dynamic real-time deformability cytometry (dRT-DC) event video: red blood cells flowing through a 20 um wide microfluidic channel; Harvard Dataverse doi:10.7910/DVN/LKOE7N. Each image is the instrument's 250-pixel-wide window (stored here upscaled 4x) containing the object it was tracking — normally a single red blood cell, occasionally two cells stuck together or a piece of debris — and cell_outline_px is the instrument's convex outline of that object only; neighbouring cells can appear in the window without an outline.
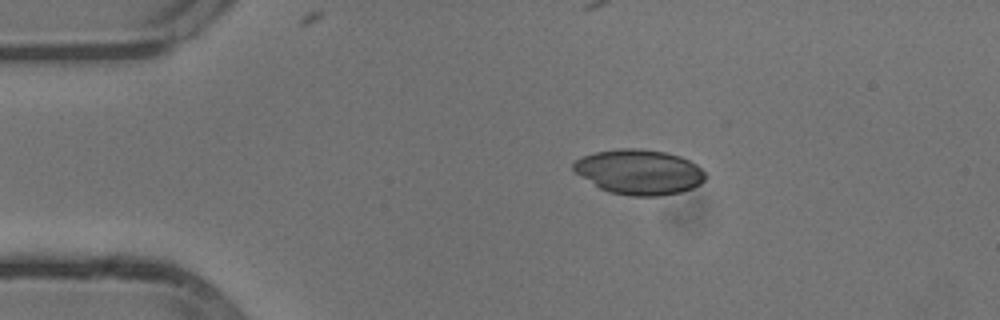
{"species": "common noctule bat (a hibernating species)", "species_latin": "Nyctalus noctula", "temperature_condition": "cold", "stored_images_in_passage": 9, "camera_frame_rate_fps": 3000, "um_per_image_px": 0.085, "animal": {"sex": "male", "body_mass_g": 13.3}, "frame": {"image": 1, "passage_image": 1, "time_ms": 0.0, "image_size_px": [1000, 320], "cell_outline_px": [[708, 176], [700, 184], [692, 188], [680, 192], [660, 196], [632, 196], [608, 192], [600, 188], [576, 172], [572, 168], [572, 164], [576, 160], [584, 156], [596, 152], [616, 148], [640, 148], [664, 152], [680, 156], [696, 164]], "centroid_in_image_um": [54.35, 14.61], "position_along_channel_um": 30.7, "area_um2": 34.51}}